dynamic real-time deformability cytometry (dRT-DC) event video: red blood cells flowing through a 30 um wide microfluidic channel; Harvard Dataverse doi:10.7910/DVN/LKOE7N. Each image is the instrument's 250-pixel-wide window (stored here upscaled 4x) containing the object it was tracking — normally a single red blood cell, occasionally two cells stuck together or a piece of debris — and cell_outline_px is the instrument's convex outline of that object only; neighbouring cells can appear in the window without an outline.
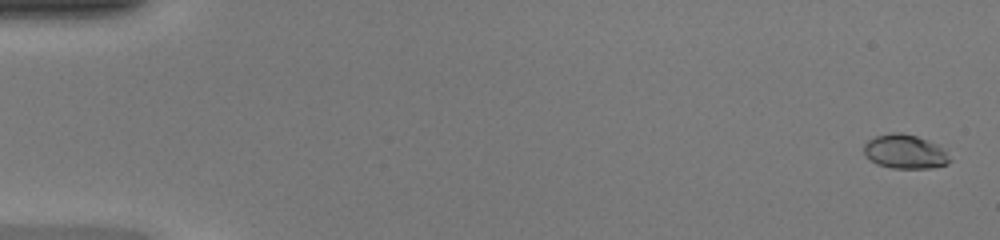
{"species": "common noctule bat (a hibernating species)", "species_latin": "Nyctalus noctula", "temperature_condition": "warm", "stored_images_in_passage": 49, "camera_frame_rate_fps": 3000, "um_per_image_px": 0.085, "animal": {"sex": "female", "body_mass_g": 20.0, "forearm_length_mm": 54.0}, "frame": {"image": 1, "passage_image": 2, "time_ms": 0.333, "image_size_px": [1000, 240], "cell_outline_px": [[952, 160], [948, 164], [932, 168], [892, 168], [876, 164], [864, 152], [864, 144], [868, 140], [876, 136], [892, 132], [900, 132], [916, 136], [928, 140], [936, 144]], "centroid_in_image_um": [76.92, 12.89], "position_along_channel_um": 8.1, "area_um2": 16.88}}
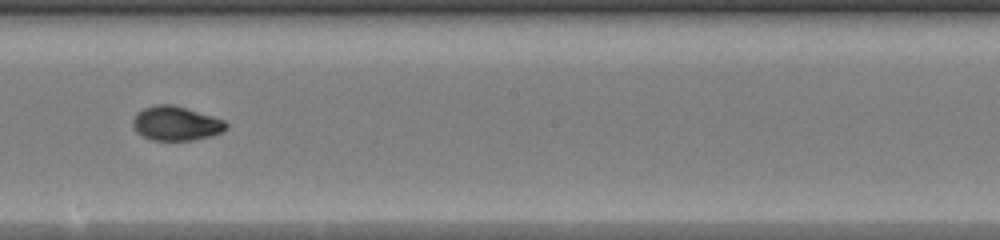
{"frame": {"image": 2, "passage_image": 29, "time_ms": 9.333, "image_size_px": [1000, 240], "cell_outline_px": [[228, 128], [224, 132], [212, 136], [192, 140], [152, 140], [136, 132], [132, 124], [132, 120], [136, 112], [144, 108], [156, 104], [172, 104], [212, 116], [224, 120], [228, 124]], "centroid_in_image_um": [14.96, 10.49], "position_along_channel_um": 233.2, "area_um2": 18.73}}
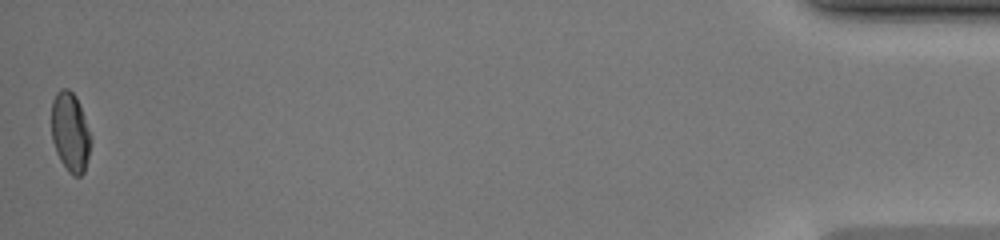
{"frame": {"image": 3, "passage_image": 49, "time_ms": 16.0, "image_size_px": [1000, 240], "cell_outline_px": [[92, 140], [84, 172], [80, 176], [72, 176], [68, 172], [60, 160], [56, 152], [52, 140], [52, 100], [56, 92], [60, 88], [68, 88], [76, 96], [80, 104]], "centroid_in_image_um": [5.97, 11.22], "position_along_channel_um": 429.2, "area_um2": 18.32}, "authors_computed_cell_mechanics": {"area_um2": 18.3226, "velocity_mm_per_s": 4.3156, "shape_relaxation_time_tau1_ms": 6.2751, "shape_relaxation_time_tau2_ms": 0.9552, "deformation_change_tau1": 0.2447, "deformation_change_tau2": 0.031}}